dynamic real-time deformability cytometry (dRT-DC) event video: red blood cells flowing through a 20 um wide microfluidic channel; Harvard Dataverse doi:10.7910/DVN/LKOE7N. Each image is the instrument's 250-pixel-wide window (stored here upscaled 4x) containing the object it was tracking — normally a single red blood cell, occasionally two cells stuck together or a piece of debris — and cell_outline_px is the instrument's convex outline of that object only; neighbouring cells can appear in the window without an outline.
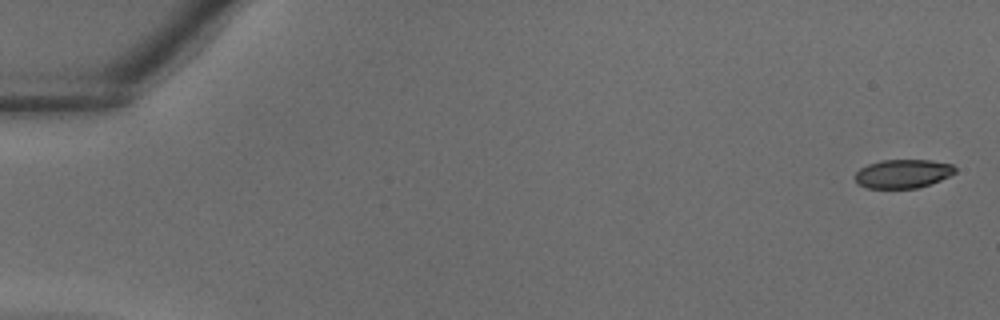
{"species": "common noctule bat (a hibernating species)", "species_latin": "Nyctalus noctula", "temperature_condition": "warm", "stored_images_in_passage": 38, "camera_frame_rate_fps": 3000, "um_per_image_px": 0.085, "animal": {"sex": "male", "body_mass_g": 18.8}, "frame": {"image": 1, "passage_image": 1, "time_ms": 0.0, "image_size_px": [1000, 320], "cell_outline_px": [[956, 172], [940, 180], [916, 188], [868, 188], [856, 184], [856, 172], [860, 168], [868, 164], [880, 160], [932, 160], [952, 164], [956, 168]], "centroid_in_image_um": [76.73, 14.76], "position_along_channel_um": 8.3, "area_um2": 16.7}}
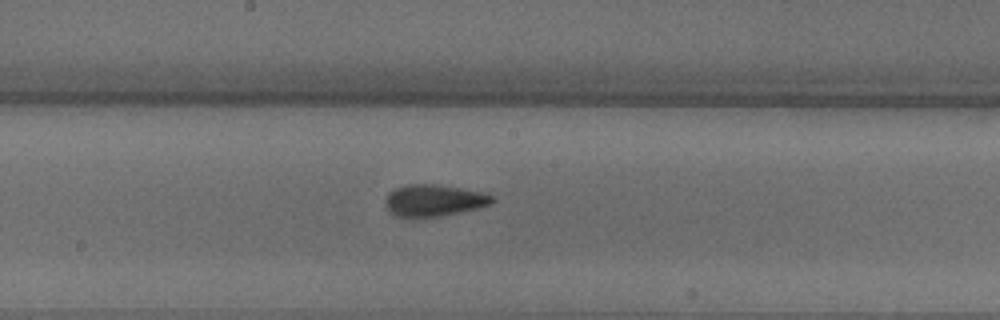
{"frame": {"image": 2, "passage_image": 21, "time_ms": 6.667, "image_size_px": [1000, 320], "cell_outline_px": [[496, 200], [492, 204], [476, 208], [440, 216], [412, 220], [408, 220], [396, 216], [384, 204], [384, 200], [396, 188], [408, 184], [432, 184], [488, 192]], "centroid_in_image_um": [36.89, 17.07], "position_along_channel_um": 211.3, "area_um2": 20.11}}
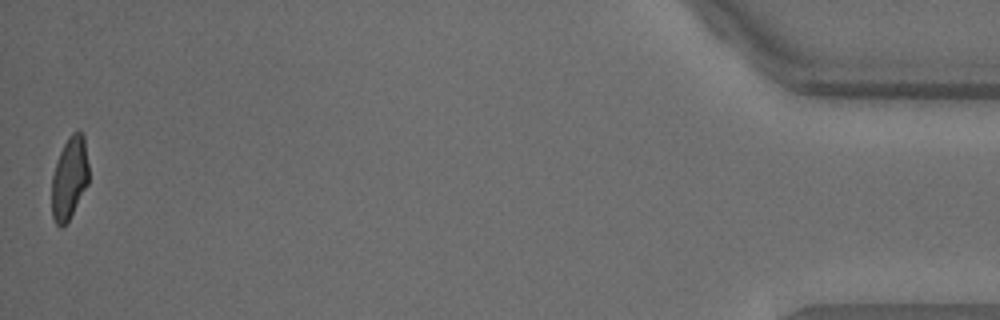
{"frame": {"image": 3, "passage_image": 38, "time_ms": 12.333, "image_size_px": [1000, 320], "cell_outline_px": [[88, 184], [68, 220], [60, 228], [56, 224], [52, 216], [52, 176], [60, 152], [68, 136], [72, 132], [80, 132], [84, 136], [88, 164]], "centroid_in_image_um": [5.9, 15.13], "position_along_channel_um": 429.3, "area_um2": 17.51}}